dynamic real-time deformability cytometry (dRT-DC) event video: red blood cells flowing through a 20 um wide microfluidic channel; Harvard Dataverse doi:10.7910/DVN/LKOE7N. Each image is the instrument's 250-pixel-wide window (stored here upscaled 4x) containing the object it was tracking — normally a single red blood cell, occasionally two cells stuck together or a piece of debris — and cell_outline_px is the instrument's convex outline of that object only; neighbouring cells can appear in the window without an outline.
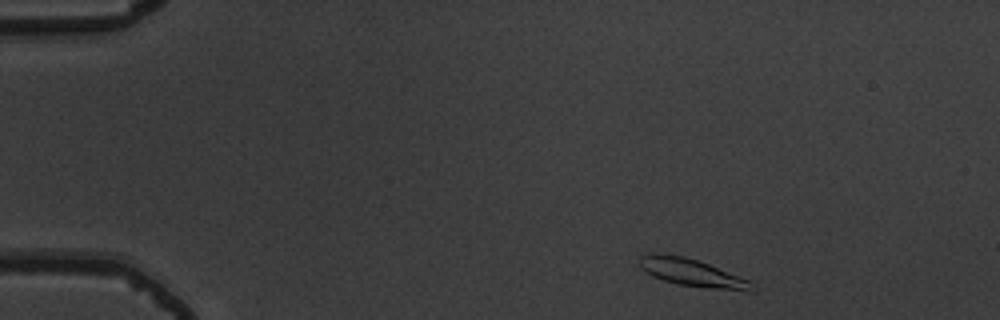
{"species": "common noctule bat (a hibernating species)", "species_latin": "Nyctalus noctula", "temperature_condition": "warm", "stored_images_in_passage": 48, "camera_frame_rate_fps": 3000, "um_per_image_px": 0.085, "animal": {"sex": "male", "body_mass_g": 19.5, "forearm_length_mm": 54.6}, "frame": {"image": 1, "passage_image": 2, "time_ms": 0.333, "image_size_px": [1000, 320], "cell_outline_px": [[756, 288], [752, 292], [748, 292], [704, 288], [676, 284], [652, 276], [644, 272], [640, 268], [636, 260], [640, 256], [656, 252], [684, 256], [708, 264], [748, 280]], "centroid_in_image_um": [58.77, 23.19], "position_along_channel_um": 26.2, "area_um2": 18.38}}
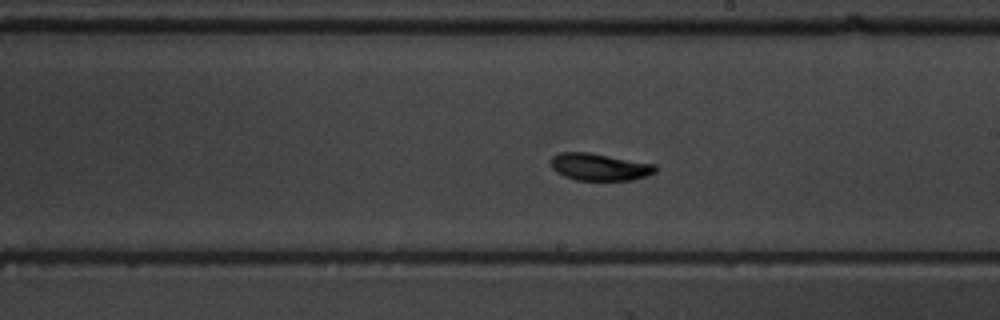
{"frame": {"image": 2, "passage_image": 26, "time_ms": 8.333, "image_size_px": [1000, 320], "cell_outline_px": [[656, 172], [648, 176], [632, 180], [576, 180], [564, 176], [556, 172], [552, 168], [548, 160], [552, 156], [560, 152], [588, 152], [656, 164]], "centroid_in_image_um": [50.94, 14.19], "position_along_channel_um": 238.1, "area_um2": 16.76}}
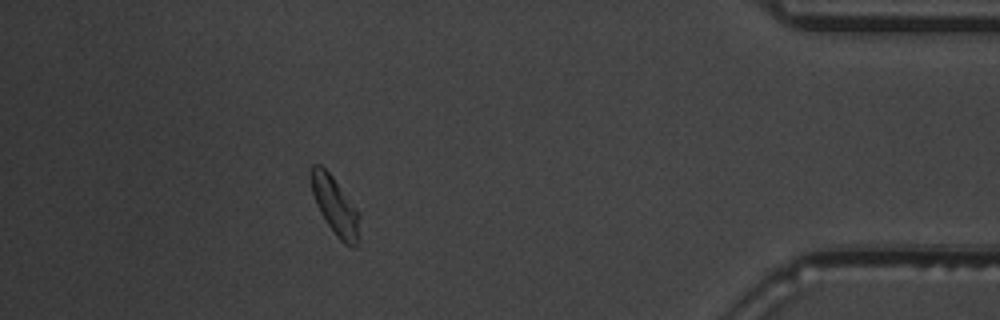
{"frame": {"image": 3, "passage_image": 43, "time_ms": 14.0, "image_size_px": [1000, 320], "cell_outline_px": [[360, 216], [356, 248], [352, 248], [344, 244], [336, 236], [320, 212], [316, 204], [312, 192], [308, 176], [312, 164], [320, 164], [332, 176], [360, 212]], "centroid_in_image_um": [28.47, 17.48], "position_along_channel_um": 406.7, "area_um2": 16.53}, "authors_computed_cell_mechanics": {"area_um2": 16.6175, "velocity_mm_per_s": 3.7198, "shape_relaxation_time_tau1_ms": 3.6766, "shape_relaxation_time_tau2_ms": 3.6692, "deformation_change_tau1": 0.1553, "deformation_change_tau2": 0.0822}}